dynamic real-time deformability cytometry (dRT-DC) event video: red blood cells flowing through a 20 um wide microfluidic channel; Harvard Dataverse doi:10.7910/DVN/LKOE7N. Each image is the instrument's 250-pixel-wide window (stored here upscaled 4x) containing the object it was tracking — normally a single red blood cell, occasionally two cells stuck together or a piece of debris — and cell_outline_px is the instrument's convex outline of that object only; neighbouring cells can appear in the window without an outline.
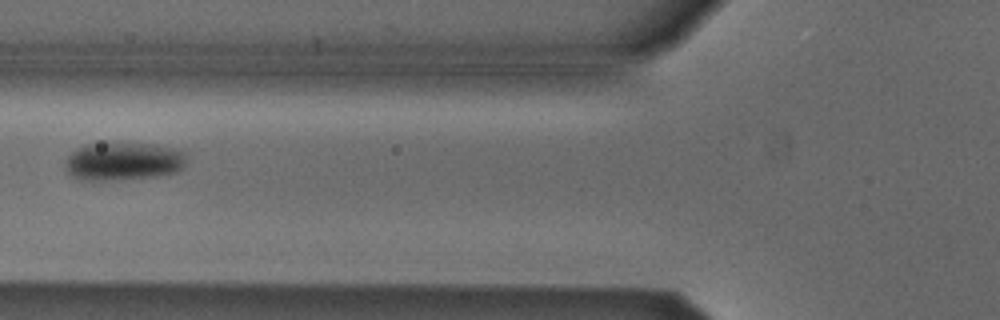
{"species": "Egyptian fruit bat (a non-hibernating species)", "species_latin": "Rousettus aegyptiacus", "temperature_condition": "cold", "stored_images_in_passage": 2, "camera_frame_rate_fps": 3000, "um_per_image_px": 0.085, "animal": {"sex": "male"}, "frame": {"image": 1, "passage_image": 2, "time_ms": 0.333, "image_size_px": [1000, 320], "cell_outline_px": [[188, 160], [184, 168], [176, 172], [156, 176], [100, 180], [84, 180], [72, 176], [64, 168], [64, 164], [68, 156], [76, 148], [84, 144], [152, 144], [180, 148], [188, 152]], "centroid_in_image_um": [10.56, 13.7], "position_along_channel_um": 115.2, "area_um2": 27.11}}